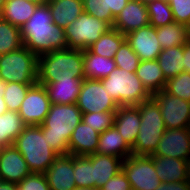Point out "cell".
Masks as SVG:
<instances>
[{
	"mask_svg": "<svg viewBox=\"0 0 190 190\" xmlns=\"http://www.w3.org/2000/svg\"><path fill=\"white\" fill-rule=\"evenodd\" d=\"M22 42L37 56L58 49H66L67 41L63 28L55 25L48 4L40 3L34 14L21 27Z\"/></svg>",
	"mask_w": 190,
	"mask_h": 190,
	"instance_id": "6da1fadb",
	"label": "cell"
},
{
	"mask_svg": "<svg viewBox=\"0 0 190 190\" xmlns=\"http://www.w3.org/2000/svg\"><path fill=\"white\" fill-rule=\"evenodd\" d=\"M82 121L77 104H51L48 114L38 125L50 147L59 155L68 154V144L74 129Z\"/></svg>",
	"mask_w": 190,
	"mask_h": 190,
	"instance_id": "7a4b0ae2",
	"label": "cell"
},
{
	"mask_svg": "<svg viewBox=\"0 0 190 190\" xmlns=\"http://www.w3.org/2000/svg\"><path fill=\"white\" fill-rule=\"evenodd\" d=\"M85 78L83 50L58 49L38 56L37 82L46 85L59 80Z\"/></svg>",
	"mask_w": 190,
	"mask_h": 190,
	"instance_id": "3957f363",
	"label": "cell"
},
{
	"mask_svg": "<svg viewBox=\"0 0 190 190\" xmlns=\"http://www.w3.org/2000/svg\"><path fill=\"white\" fill-rule=\"evenodd\" d=\"M13 145L23 156L32 173H45L59 156L50 147L46 135L37 125L25 126Z\"/></svg>",
	"mask_w": 190,
	"mask_h": 190,
	"instance_id": "277c9868",
	"label": "cell"
},
{
	"mask_svg": "<svg viewBox=\"0 0 190 190\" xmlns=\"http://www.w3.org/2000/svg\"><path fill=\"white\" fill-rule=\"evenodd\" d=\"M141 124L137 139L132 148V155L151 156L158 147V143L166 130L160 108L155 100L150 99L137 105Z\"/></svg>",
	"mask_w": 190,
	"mask_h": 190,
	"instance_id": "5b68a950",
	"label": "cell"
},
{
	"mask_svg": "<svg viewBox=\"0 0 190 190\" xmlns=\"http://www.w3.org/2000/svg\"><path fill=\"white\" fill-rule=\"evenodd\" d=\"M104 89H107L119 106H137L151 98V94L142 84L136 73L115 68L106 78L101 79Z\"/></svg>",
	"mask_w": 190,
	"mask_h": 190,
	"instance_id": "8992f818",
	"label": "cell"
},
{
	"mask_svg": "<svg viewBox=\"0 0 190 190\" xmlns=\"http://www.w3.org/2000/svg\"><path fill=\"white\" fill-rule=\"evenodd\" d=\"M38 56L24 45L0 55V78L6 83H37Z\"/></svg>",
	"mask_w": 190,
	"mask_h": 190,
	"instance_id": "52a82bcc",
	"label": "cell"
},
{
	"mask_svg": "<svg viewBox=\"0 0 190 190\" xmlns=\"http://www.w3.org/2000/svg\"><path fill=\"white\" fill-rule=\"evenodd\" d=\"M111 28L107 22L83 11L64 29L67 47L69 49H88Z\"/></svg>",
	"mask_w": 190,
	"mask_h": 190,
	"instance_id": "ba28073f",
	"label": "cell"
},
{
	"mask_svg": "<svg viewBox=\"0 0 190 190\" xmlns=\"http://www.w3.org/2000/svg\"><path fill=\"white\" fill-rule=\"evenodd\" d=\"M122 170L131 190H155L162 183L156 173L152 156L130 155L123 160Z\"/></svg>",
	"mask_w": 190,
	"mask_h": 190,
	"instance_id": "9c48e42d",
	"label": "cell"
},
{
	"mask_svg": "<svg viewBox=\"0 0 190 190\" xmlns=\"http://www.w3.org/2000/svg\"><path fill=\"white\" fill-rule=\"evenodd\" d=\"M77 107L83 113L116 112L119 105L109 96L101 80L84 79L77 99Z\"/></svg>",
	"mask_w": 190,
	"mask_h": 190,
	"instance_id": "30bf717a",
	"label": "cell"
},
{
	"mask_svg": "<svg viewBox=\"0 0 190 190\" xmlns=\"http://www.w3.org/2000/svg\"><path fill=\"white\" fill-rule=\"evenodd\" d=\"M158 104L166 129L190 127V102L168 94L165 90L151 96Z\"/></svg>",
	"mask_w": 190,
	"mask_h": 190,
	"instance_id": "8fae6325",
	"label": "cell"
},
{
	"mask_svg": "<svg viewBox=\"0 0 190 190\" xmlns=\"http://www.w3.org/2000/svg\"><path fill=\"white\" fill-rule=\"evenodd\" d=\"M50 107L51 101L45 86L37 82L28 89L18 113L26 126H38L43 123Z\"/></svg>",
	"mask_w": 190,
	"mask_h": 190,
	"instance_id": "7c38bea8",
	"label": "cell"
},
{
	"mask_svg": "<svg viewBox=\"0 0 190 190\" xmlns=\"http://www.w3.org/2000/svg\"><path fill=\"white\" fill-rule=\"evenodd\" d=\"M151 156L182 159L190 158V128L166 129Z\"/></svg>",
	"mask_w": 190,
	"mask_h": 190,
	"instance_id": "4fadbf2b",
	"label": "cell"
},
{
	"mask_svg": "<svg viewBox=\"0 0 190 190\" xmlns=\"http://www.w3.org/2000/svg\"><path fill=\"white\" fill-rule=\"evenodd\" d=\"M126 41L138 55L140 61L156 60L162 52L156 28L148 25L126 35Z\"/></svg>",
	"mask_w": 190,
	"mask_h": 190,
	"instance_id": "5bb4252c",
	"label": "cell"
},
{
	"mask_svg": "<svg viewBox=\"0 0 190 190\" xmlns=\"http://www.w3.org/2000/svg\"><path fill=\"white\" fill-rule=\"evenodd\" d=\"M32 172L14 145L2 146L0 151V174L3 182L18 184Z\"/></svg>",
	"mask_w": 190,
	"mask_h": 190,
	"instance_id": "9a60e30c",
	"label": "cell"
},
{
	"mask_svg": "<svg viewBox=\"0 0 190 190\" xmlns=\"http://www.w3.org/2000/svg\"><path fill=\"white\" fill-rule=\"evenodd\" d=\"M50 190H72L75 186L74 155H59L44 173Z\"/></svg>",
	"mask_w": 190,
	"mask_h": 190,
	"instance_id": "2e32d148",
	"label": "cell"
},
{
	"mask_svg": "<svg viewBox=\"0 0 190 190\" xmlns=\"http://www.w3.org/2000/svg\"><path fill=\"white\" fill-rule=\"evenodd\" d=\"M149 25L147 6L140 0L128 1L115 17L113 28L123 35Z\"/></svg>",
	"mask_w": 190,
	"mask_h": 190,
	"instance_id": "e0dca14e",
	"label": "cell"
},
{
	"mask_svg": "<svg viewBox=\"0 0 190 190\" xmlns=\"http://www.w3.org/2000/svg\"><path fill=\"white\" fill-rule=\"evenodd\" d=\"M99 135L100 133L81 121L74 129L69 140L68 154L88 156L96 153Z\"/></svg>",
	"mask_w": 190,
	"mask_h": 190,
	"instance_id": "ac0fdd59",
	"label": "cell"
},
{
	"mask_svg": "<svg viewBox=\"0 0 190 190\" xmlns=\"http://www.w3.org/2000/svg\"><path fill=\"white\" fill-rule=\"evenodd\" d=\"M140 124L141 117L137 106H119L115 112L114 126L130 147L137 139Z\"/></svg>",
	"mask_w": 190,
	"mask_h": 190,
	"instance_id": "d6986e66",
	"label": "cell"
},
{
	"mask_svg": "<svg viewBox=\"0 0 190 190\" xmlns=\"http://www.w3.org/2000/svg\"><path fill=\"white\" fill-rule=\"evenodd\" d=\"M84 79L71 78L44 85L51 104H75Z\"/></svg>",
	"mask_w": 190,
	"mask_h": 190,
	"instance_id": "ffe728a7",
	"label": "cell"
},
{
	"mask_svg": "<svg viewBox=\"0 0 190 190\" xmlns=\"http://www.w3.org/2000/svg\"><path fill=\"white\" fill-rule=\"evenodd\" d=\"M93 165L95 190L101 189L105 183L122 170L123 159L110 155L94 153L90 155Z\"/></svg>",
	"mask_w": 190,
	"mask_h": 190,
	"instance_id": "44dd1931",
	"label": "cell"
},
{
	"mask_svg": "<svg viewBox=\"0 0 190 190\" xmlns=\"http://www.w3.org/2000/svg\"><path fill=\"white\" fill-rule=\"evenodd\" d=\"M96 153L119 157L124 160L132 155V148L113 125L100 133Z\"/></svg>",
	"mask_w": 190,
	"mask_h": 190,
	"instance_id": "7402d4cb",
	"label": "cell"
},
{
	"mask_svg": "<svg viewBox=\"0 0 190 190\" xmlns=\"http://www.w3.org/2000/svg\"><path fill=\"white\" fill-rule=\"evenodd\" d=\"M53 23L65 29L75 21L84 11L82 0H46Z\"/></svg>",
	"mask_w": 190,
	"mask_h": 190,
	"instance_id": "603a6c76",
	"label": "cell"
},
{
	"mask_svg": "<svg viewBox=\"0 0 190 190\" xmlns=\"http://www.w3.org/2000/svg\"><path fill=\"white\" fill-rule=\"evenodd\" d=\"M39 4L37 1L6 0L0 11V18L21 28Z\"/></svg>",
	"mask_w": 190,
	"mask_h": 190,
	"instance_id": "cb8c5ba5",
	"label": "cell"
},
{
	"mask_svg": "<svg viewBox=\"0 0 190 190\" xmlns=\"http://www.w3.org/2000/svg\"><path fill=\"white\" fill-rule=\"evenodd\" d=\"M156 173L161 182L187 181V161L172 157L152 156Z\"/></svg>",
	"mask_w": 190,
	"mask_h": 190,
	"instance_id": "d4e9b609",
	"label": "cell"
},
{
	"mask_svg": "<svg viewBox=\"0 0 190 190\" xmlns=\"http://www.w3.org/2000/svg\"><path fill=\"white\" fill-rule=\"evenodd\" d=\"M116 63L113 58H107L83 50V73L86 79L101 80L106 78L114 69Z\"/></svg>",
	"mask_w": 190,
	"mask_h": 190,
	"instance_id": "484cf974",
	"label": "cell"
},
{
	"mask_svg": "<svg viewBox=\"0 0 190 190\" xmlns=\"http://www.w3.org/2000/svg\"><path fill=\"white\" fill-rule=\"evenodd\" d=\"M136 75L151 95L165 89L167 80L163 75L157 59L140 61Z\"/></svg>",
	"mask_w": 190,
	"mask_h": 190,
	"instance_id": "4316f807",
	"label": "cell"
},
{
	"mask_svg": "<svg viewBox=\"0 0 190 190\" xmlns=\"http://www.w3.org/2000/svg\"><path fill=\"white\" fill-rule=\"evenodd\" d=\"M156 31L157 39L162 49L184 45L190 40L188 26L175 21L156 28Z\"/></svg>",
	"mask_w": 190,
	"mask_h": 190,
	"instance_id": "83f0119b",
	"label": "cell"
},
{
	"mask_svg": "<svg viewBox=\"0 0 190 190\" xmlns=\"http://www.w3.org/2000/svg\"><path fill=\"white\" fill-rule=\"evenodd\" d=\"M157 61L166 80L184 72L183 45L162 49Z\"/></svg>",
	"mask_w": 190,
	"mask_h": 190,
	"instance_id": "f1b7e54d",
	"label": "cell"
},
{
	"mask_svg": "<svg viewBox=\"0 0 190 190\" xmlns=\"http://www.w3.org/2000/svg\"><path fill=\"white\" fill-rule=\"evenodd\" d=\"M25 126L18 112L7 110L0 115V144L13 145Z\"/></svg>",
	"mask_w": 190,
	"mask_h": 190,
	"instance_id": "f546056e",
	"label": "cell"
},
{
	"mask_svg": "<svg viewBox=\"0 0 190 190\" xmlns=\"http://www.w3.org/2000/svg\"><path fill=\"white\" fill-rule=\"evenodd\" d=\"M126 40V35H123L113 27L94 42L88 49L99 56L114 58L115 53Z\"/></svg>",
	"mask_w": 190,
	"mask_h": 190,
	"instance_id": "4dcf8cb0",
	"label": "cell"
},
{
	"mask_svg": "<svg viewBox=\"0 0 190 190\" xmlns=\"http://www.w3.org/2000/svg\"><path fill=\"white\" fill-rule=\"evenodd\" d=\"M23 46L21 28L0 18V55Z\"/></svg>",
	"mask_w": 190,
	"mask_h": 190,
	"instance_id": "1f68e13d",
	"label": "cell"
},
{
	"mask_svg": "<svg viewBox=\"0 0 190 190\" xmlns=\"http://www.w3.org/2000/svg\"><path fill=\"white\" fill-rule=\"evenodd\" d=\"M74 179L75 186L95 189L93 165L90 162V155H74Z\"/></svg>",
	"mask_w": 190,
	"mask_h": 190,
	"instance_id": "d6a6232c",
	"label": "cell"
},
{
	"mask_svg": "<svg viewBox=\"0 0 190 190\" xmlns=\"http://www.w3.org/2000/svg\"><path fill=\"white\" fill-rule=\"evenodd\" d=\"M146 6L149 14V25L158 28L174 22L168 0H154Z\"/></svg>",
	"mask_w": 190,
	"mask_h": 190,
	"instance_id": "836d02e7",
	"label": "cell"
},
{
	"mask_svg": "<svg viewBox=\"0 0 190 190\" xmlns=\"http://www.w3.org/2000/svg\"><path fill=\"white\" fill-rule=\"evenodd\" d=\"M32 85L34 84L6 83L3 98L9 111L18 112L20 110L22 101Z\"/></svg>",
	"mask_w": 190,
	"mask_h": 190,
	"instance_id": "e575fe53",
	"label": "cell"
},
{
	"mask_svg": "<svg viewBox=\"0 0 190 190\" xmlns=\"http://www.w3.org/2000/svg\"><path fill=\"white\" fill-rule=\"evenodd\" d=\"M116 67L130 73H136L140 59L131 49L130 44L125 40L114 55Z\"/></svg>",
	"mask_w": 190,
	"mask_h": 190,
	"instance_id": "d590c367",
	"label": "cell"
},
{
	"mask_svg": "<svg viewBox=\"0 0 190 190\" xmlns=\"http://www.w3.org/2000/svg\"><path fill=\"white\" fill-rule=\"evenodd\" d=\"M164 90L168 94L190 102V73L184 71L168 79Z\"/></svg>",
	"mask_w": 190,
	"mask_h": 190,
	"instance_id": "8d00e7d4",
	"label": "cell"
},
{
	"mask_svg": "<svg viewBox=\"0 0 190 190\" xmlns=\"http://www.w3.org/2000/svg\"><path fill=\"white\" fill-rule=\"evenodd\" d=\"M115 112L83 113L82 121L98 133H102L114 125Z\"/></svg>",
	"mask_w": 190,
	"mask_h": 190,
	"instance_id": "74e56055",
	"label": "cell"
},
{
	"mask_svg": "<svg viewBox=\"0 0 190 190\" xmlns=\"http://www.w3.org/2000/svg\"><path fill=\"white\" fill-rule=\"evenodd\" d=\"M84 12L113 26L115 18L102 0H82Z\"/></svg>",
	"mask_w": 190,
	"mask_h": 190,
	"instance_id": "f35d334b",
	"label": "cell"
},
{
	"mask_svg": "<svg viewBox=\"0 0 190 190\" xmlns=\"http://www.w3.org/2000/svg\"><path fill=\"white\" fill-rule=\"evenodd\" d=\"M176 23L190 25V0H168Z\"/></svg>",
	"mask_w": 190,
	"mask_h": 190,
	"instance_id": "ab89813d",
	"label": "cell"
},
{
	"mask_svg": "<svg viewBox=\"0 0 190 190\" xmlns=\"http://www.w3.org/2000/svg\"><path fill=\"white\" fill-rule=\"evenodd\" d=\"M17 185L20 190H50L44 173H31Z\"/></svg>",
	"mask_w": 190,
	"mask_h": 190,
	"instance_id": "60d3db41",
	"label": "cell"
},
{
	"mask_svg": "<svg viewBox=\"0 0 190 190\" xmlns=\"http://www.w3.org/2000/svg\"><path fill=\"white\" fill-rule=\"evenodd\" d=\"M101 190H131L126 174L121 170L118 174L110 178Z\"/></svg>",
	"mask_w": 190,
	"mask_h": 190,
	"instance_id": "b9f144b4",
	"label": "cell"
},
{
	"mask_svg": "<svg viewBox=\"0 0 190 190\" xmlns=\"http://www.w3.org/2000/svg\"><path fill=\"white\" fill-rule=\"evenodd\" d=\"M155 190H190V183L188 181L162 182Z\"/></svg>",
	"mask_w": 190,
	"mask_h": 190,
	"instance_id": "7bdbcfd3",
	"label": "cell"
},
{
	"mask_svg": "<svg viewBox=\"0 0 190 190\" xmlns=\"http://www.w3.org/2000/svg\"><path fill=\"white\" fill-rule=\"evenodd\" d=\"M106 4L107 10H111L113 17L115 18L120 11L126 6L128 1L132 0H102Z\"/></svg>",
	"mask_w": 190,
	"mask_h": 190,
	"instance_id": "ee69618b",
	"label": "cell"
},
{
	"mask_svg": "<svg viewBox=\"0 0 190 190\" xmlns=\"http://www.w3.org/2000/svg\"><path fill=\"white\" fill-rule=\"evenodd\" d=\"M183 60L185 71L190 73V40L183 45Z\"/></svg>",
	"mask_w": 190,
	"mask_h": 190,
	"instance_id": "f6af8a7d",
	"label": "cell"
},
{
	"mask_svg": "<svg viewBox=\"0 0 190 190\" xmlns=\"http://www.w3.org/2000/svg\"><path fill=\"white\" fill-rule=\"evenodd\" d=\"M18 187L15 183L2 182L0 183V190H16Z\"/></svg>",
	"mask_w": 190,
	"mask_h": 190,
	"instance_id": "bcb514c9",
	"label": "cell"
},
{
	"mask_svg": "<svg viewBox=\"0 0 190 190\" xmlns=\"http://www.w3.org/2000/svg\"><path fill=\"white\" fill-rule=\"evenodd\" d=\"M7 107H6V103L4 101L3 97H0V115H2L3 113H5L7 111Z\"/></svg>",
	"mask_w": 190,
	"mask_h": 190,
	"instance_id": "7dc6e473",
	"label": "cell"
},
{
	"mask_svg": "<svg viewBox=\"0 0 190 190\" xmlns=\"http://www.w3.org/2000/svg\"><path fill=\"white\" fill-rule=\"evenodd\" d=\"M6 82L0 78V97H3L5 92Z\"/></svg>",
	"mask_w": 190,
	"mask_h": 190,
	"instance_id": "c3c4849f",
	"label": "cell"
},
{
	"mask_svg": "<svg viewBox=\"0 0 190 190\" xmlns=\"http://www.w3.org/2000/svg\"><path fill=\"white\" fill-rule=\"evenodd\" d=\"M186 175H187V181L190 183V158L187 160L186 164Z\"/></svg>",
	"mask_w": 190,
	"mask_h": 190,
	"instance_id": "681fc988",
	"label": "cell"
},
{
	"mask_svg": "<svg viewBox=\"0 0 190 190\" xmlns=\"http://www.w3.org/2000/svg\"><path fill=\"white\" fill-rule=\"evenodd\" d=\"M72 190H95V189H91V188H86V187H75L74 189Z\"/></svg>",
	"mask_w": 190,
	"mask_h": 190,
	"instance_id": "f907efd6",
	"label": "cell"
},
{
	"mask_svg": "<svg viewBox=\"0 0 190 190\" xmlns=\"http://www.w3.org/2000/svg\"><path fill=\"white\" fill-rule=\"evenodd\" d=\"M140 1H142L144 4H148V3H150V2H153L154 0H140Z\"/></svg>",
	"mask_w": 190,
	"mask_h": 190,
	"instance_id": "816d5d0a",
	"label": "cell"
},
{
	"mask_svg": "<svg viewBox=\"0 0 190 190\" xmlns=\"http://www.w3.org/2000/svg\"><path fill=\"white\" fill-rule=\"evenodd\" d=\"M5 1L6 0H0V11H1L2 7L4 6Z\"/></svg>",
	"mask_w": 190,
	"mask_h": 190,
	"instance_id": "f5cc1de1",
	"label": "cell"
},
{
	"mask_svg": "<svg viewBox=\"0 0 190 190\" xmlns=\"http://www.w3.org/2000/svg\"><path fill=\"white\" fill-rule=\"evenodd\" d=\"M27 1H37L39 3H45L46 2V0H27Z\"/></svg>",
	"mask_w": 190,
	"mask_h": 190,
	"instance_id": "db71d44e",
	"label": "cell"
},
{
	"mask_svg": "<svg viewBox=\"0 0 190 190\" xmlns=\"http://www.w3.org/2000/svg\"><path fill=\"white\" fill-rule=\"evenodd\" d=\"M3 182V180H2V178H1V174H0V183H2Z\"/></svg>",
	"mask_w": 190,
	"mask_h": 190,
	"instance_id": "11a10c76",
	"label": "cell"
}]
</instances>
